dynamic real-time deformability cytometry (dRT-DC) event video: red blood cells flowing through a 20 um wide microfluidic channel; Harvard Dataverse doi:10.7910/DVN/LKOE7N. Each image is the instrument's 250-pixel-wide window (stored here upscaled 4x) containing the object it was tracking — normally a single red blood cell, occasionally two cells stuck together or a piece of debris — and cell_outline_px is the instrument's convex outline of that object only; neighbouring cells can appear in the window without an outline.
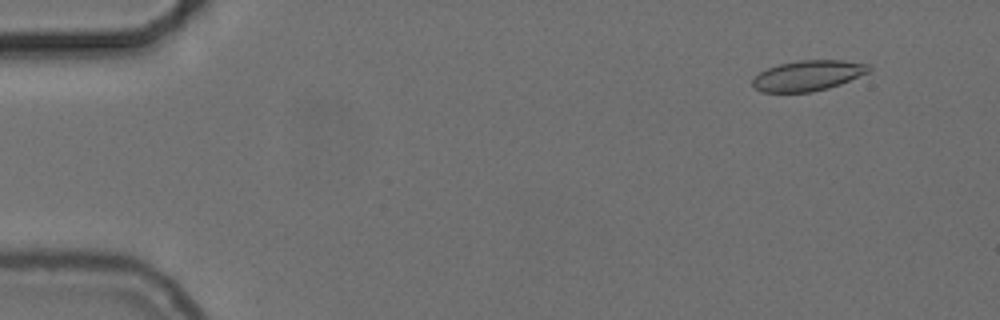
{"species": "common noctule bat (a hibernating species)", "species_latin": "Nyctalus noctula", "temperature_condition": "cold", "stored_images_in_passage": 13, "segment_of_instrument_passage": [1, 2], "camera_frame_rate_fps": 3000, "um_per_image_px": 0.085, "animal": {"sex": "female", "body_mass_g": 24.6, "forearm_length_mm": 56.2}, "frame": {"image": 1, "passage_image": 5, "time_ms": 1.333, "image_size_px": [1000, 320], "cell_outline_px": [[872, 68], [868, 72], [840, 84], [828, 88], [812, 92], [760, 92], [752, 84], [752, 80], [760, 72], [768, 68], [780, 64], [800, 60], [844, 60], [868, 64]], "centroid_in_image_um": [68.68, 6.42], "position_along_channel_um": 16.3, "area_um2": 20.46}}